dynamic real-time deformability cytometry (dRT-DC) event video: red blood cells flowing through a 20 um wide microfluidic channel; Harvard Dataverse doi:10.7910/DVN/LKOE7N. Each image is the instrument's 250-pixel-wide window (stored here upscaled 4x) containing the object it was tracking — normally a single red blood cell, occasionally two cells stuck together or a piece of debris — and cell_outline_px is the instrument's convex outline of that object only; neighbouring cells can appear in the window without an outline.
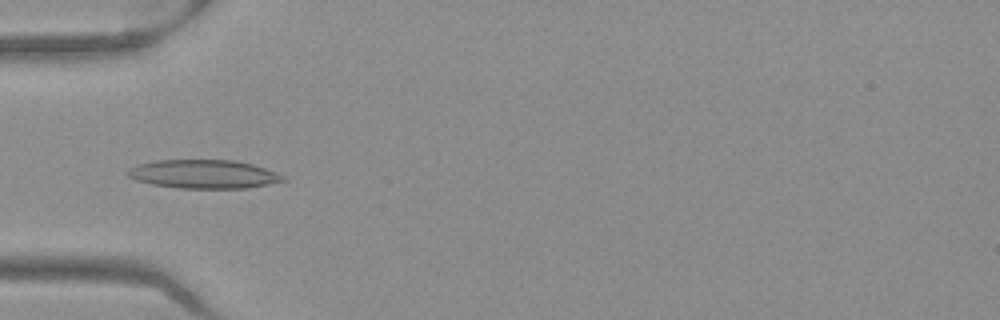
{"species": "Egyptian fruit bat (a non-hibernating species)", "species_latin": "Rousettus aegyptiacus", "temperature_condition": "warm", "stored_images_in_passage": 52, "camera_frame_rate_fps": 3000, "um_per_image_px": 0.085, "frame": {"image": 1, "passage_image": 17, "time_ms": 5.333, "image_size_px": [1000, 320], "cell_outline_px": [[288, 180], [248, 188], [180, 188], [152, 184], [136, 180], [128, 176], [128, 172], [136, 164], [156, 160], [232, 160], [252, 164], [264, 168], [284, 176]], "centroid_in_image_um": [17.32, 14.8], "position_along_channel_um": 67.7, "area_um2": 25.72}}
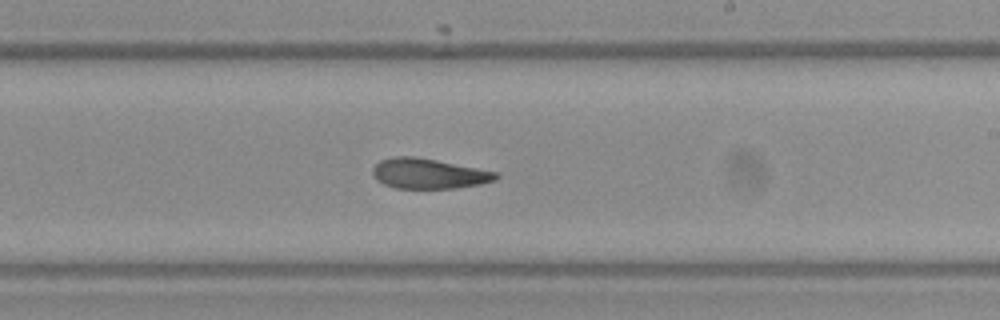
{"frame": {"image": 2, "passage_image": 31, "time_ms": 10.0, "image_size_px": [1000, 320], "cell_outline_px": [[500, 176], [496, 180], [480, 184], [456, 188], [396, 188], [384, 184], [376, 180], [372, 172], [372, 168], [380, 160], [392, 156], [416, 156], [500, 172]], "centroid_in_image_um": [36.46, 14.74], "position_along_channel_um": 252.5, "area_um2": 21.91}}
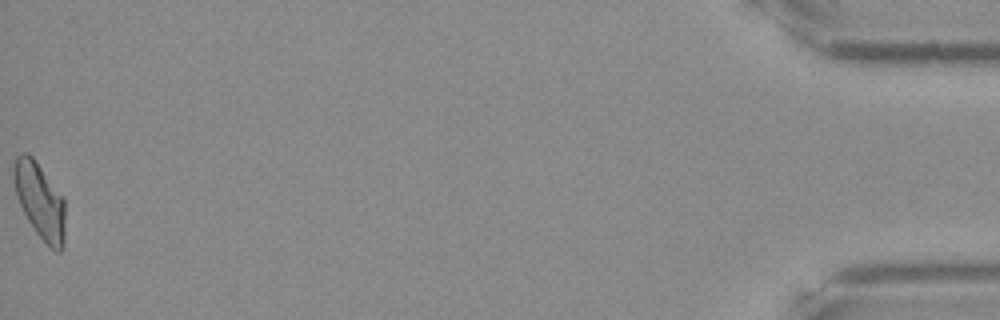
{"frame": {"image": 3, "passage_image": 52, "time_ms": 17.0, "image_size_px": [1000, 320], "cell_outline_px": [[64, 244], [60, 252], [56, 252], [36, 232], [28, 220], [16, 196], [12, 176], [12, 168], [16, 156], [24, 152], [28, 152], [32, 156], [64, 200]], "centroid_in_image_um": [3.35, 17.04], "position_along_channel_um": 431.9, "area_um2": 22.31}, "authors_computed_cell_mechanics": {"area_um2": 22.7732, "velocity_mm_per_s": 3.9542, "shape_relaxation_time_tau1_ms": 4.513, "shape_relaxation_time_tau2_ms": 4.4554, "deformation_change_tau1": 0.1787, "deformation_change_tau2": 0.1211}}